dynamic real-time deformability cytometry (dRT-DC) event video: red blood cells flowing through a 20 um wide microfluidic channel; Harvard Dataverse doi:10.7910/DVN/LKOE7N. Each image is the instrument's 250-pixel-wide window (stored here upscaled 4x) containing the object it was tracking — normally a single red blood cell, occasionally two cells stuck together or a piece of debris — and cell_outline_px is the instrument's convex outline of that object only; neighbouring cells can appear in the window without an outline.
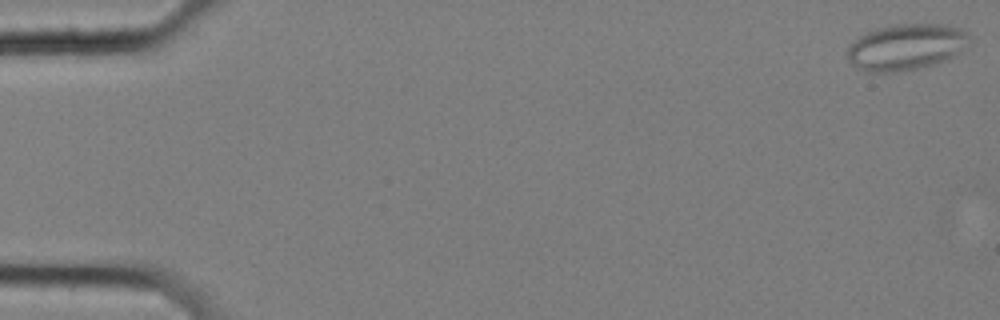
{"species": "common noctule bat (a hibernating species)", "species_latin": "Nyctalus noctula", "temperature_condition": "cold", "stored_images_in_passage": 58, "camera_frame_rate_fps": 3000, "um_per_image_px": 0.085, "animal": {"sex": "female", "body_mass_g": 25.1}, "frame": {"image": 1, "passage_image": 1, "time_ms": 0.0, "image_size_px": [1000, 320], "cell_outline_px": [[972, 40], [960, 52], [952, 56], [932, 64], [916, 68], [888, 72], [864, 72], [852, 64], [848, 60], [848, 48], [864, 32], [876, 28], [896, 24], [948, 24], [964, 28]], "centroid_in_image_um": [77.04, 3.96], "position_along_channel_um": 8.0, "area_um2": 32.77}}
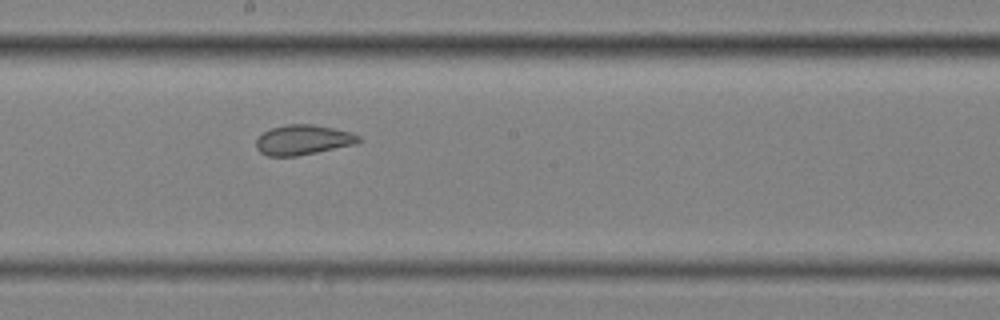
{"frame": {"image": 2, "passage_image": 32, "time_ms": 10.333, "image_size_px": [1000, 320], "cell_outline_px": [[364, 140], [356, 144], [296, 156], [268, 156], [260, 152], [256, 148], [256, 140], [264, 132], [272, 128], [284, 124], [312, 124], [332, 128], [348, 132], [360, 136]], "centroid_in_image_um": [25.76, 11.89], "position_along_channel_um": 222.4, "area_um2": 17.8}}
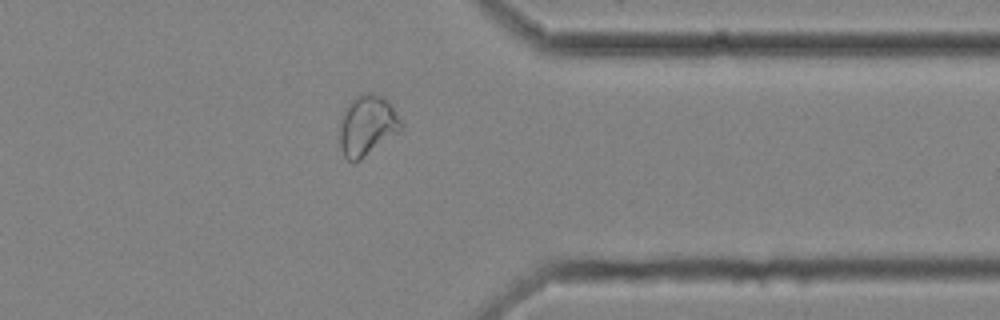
{"frame": {"image": 3, "passage_image": 46, "time_ms": 15.0, "image_size_px": [1000, 320], "cell_outline_px": [[404, 128], [400, 132], [360, 160], [352, 164], [344, 156], [340, 148], [340, 120], [348, 104], [356, 96], [364, 92], [372, 92], [384, 96], [392, 104], [404, 124]], "centroid_in_image_um": [31.25, 10.66], "position_along_channel_um": 380.2, "area_um2": 22.14}, "authors_computed_cell_mechanics": {"area_um2": 23.409, "velocity_mm_per_s": 3.5129, "shape_relaxation_time_tau1_ms": null, "shape_relaxation_time_tau2_ms": 1.3079, "deformation_change_tau1": null, "deformation_change_tau2": 0.0749}}